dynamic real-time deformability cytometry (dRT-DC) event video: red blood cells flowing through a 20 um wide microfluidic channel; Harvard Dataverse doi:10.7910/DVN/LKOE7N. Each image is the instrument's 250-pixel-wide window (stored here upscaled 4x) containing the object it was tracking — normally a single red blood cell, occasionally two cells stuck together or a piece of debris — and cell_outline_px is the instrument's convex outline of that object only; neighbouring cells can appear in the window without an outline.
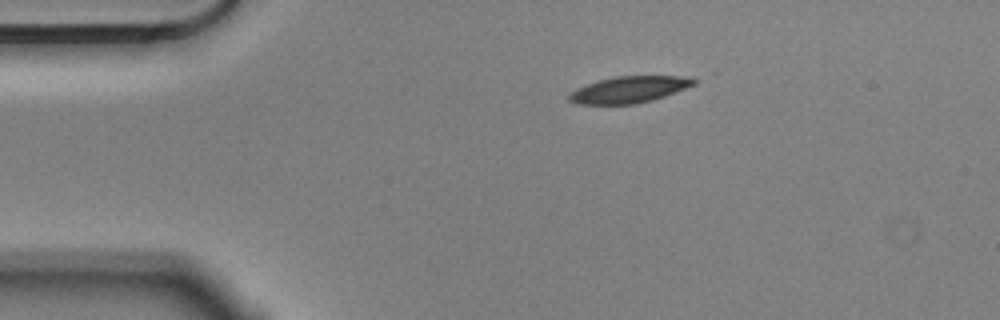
{"species": "Egyptian fruit bat (a non-hibernating species)", "species_latin": "Rousettus aegyptiacus", "temperature_condition": "cold", "stored_images_in_passage": 7, "camera_frame_rate_fps": 3000, "um_per_image_px": 0.085, "animal": {"sex": "male"}, "frame": {"image": 1, "passage_image": 1, "time_ms": 0.0, "image_size_px": [1000, 320], "cell_outline_px": [[696, 84], [664, 96], [652, 100], [636, 104], [576, 104], [568, 100], [568, 96], [576, 88], [612, 76], [692, 76], [696, 80]], "centroid_in_image_um": [53.49, 7.61], "position_along_channel_um": 31.5, "area_um2": 19.25}}
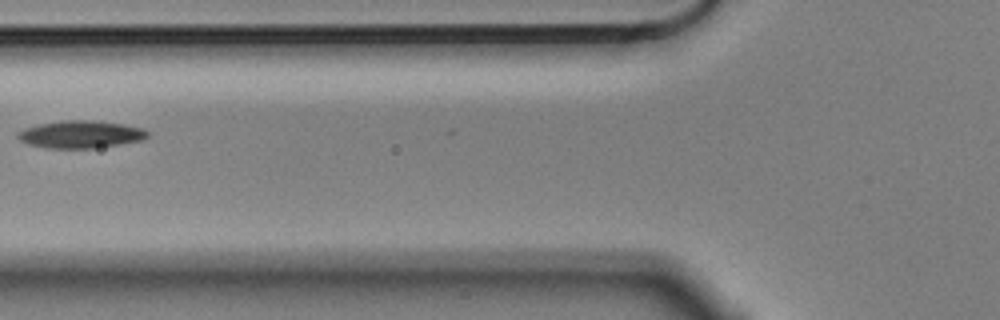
{"frame": {"image": 2, "passage_image": 4, "time_ms": 1.0, "image_size_px": [1000, 320], "cell_outline_px": [[148, 136], [140, 140], [92, 148], [48, 148], [28, 144], [20, 140], [16, 136], [16, 132], [24, 128], [40, 124], [60, 120], [96, 120], [124, 124], [144, 128], [148, 132]], "centroid_in_image_um": [6.81, 11.4], "position_along_channel_um": 119.0, "area_um2": 20.69}}
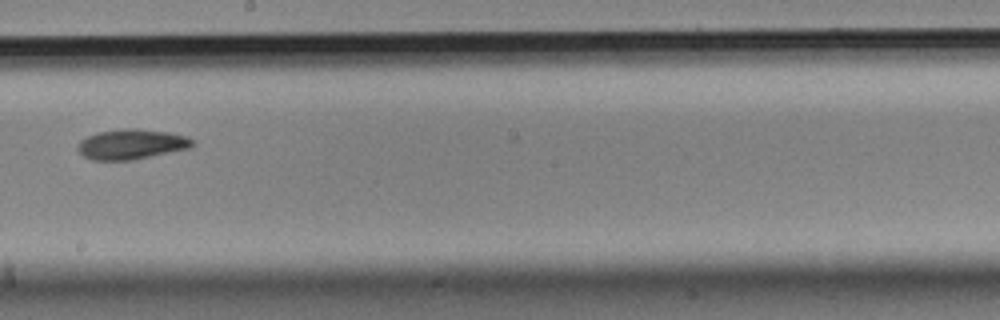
{"frame": {"image": 3, "passage_image": 7, "time_ms": 2.0, "image_size_px": [1000, 320], "cell_outline_px": [[196, 144], [192, 148], [132, 160], [92, 160], [84, 156], [76, 148], [80, 140], [96, 132], [124, 128], [136, 128], [172, 132], [188, 136]], "centroid_in_image_um": [11.21, 12.25], "position_along_channel_um": 237.0, "area_um2": 20.46}}